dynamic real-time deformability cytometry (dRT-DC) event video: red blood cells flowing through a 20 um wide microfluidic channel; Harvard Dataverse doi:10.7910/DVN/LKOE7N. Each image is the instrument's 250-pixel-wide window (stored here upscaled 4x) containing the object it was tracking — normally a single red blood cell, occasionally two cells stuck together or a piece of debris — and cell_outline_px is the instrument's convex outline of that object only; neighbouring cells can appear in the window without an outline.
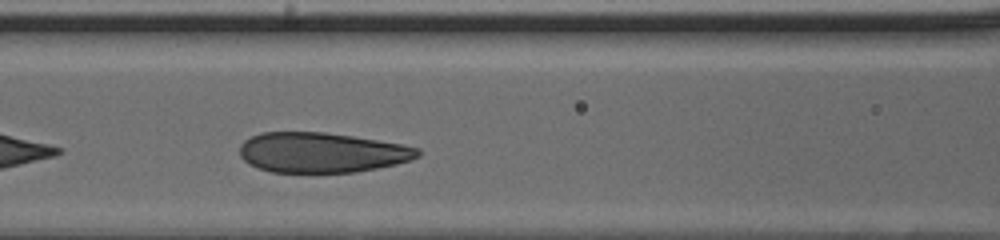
{"species": "human", "species_latin": "Homo sapiens", "temperature_condition": "cold", "stored_images_in_passage": 28, "camera_frame_rate_fps": 3000, "um_per_image_px": 0.085, "donor": {"sex": "male"}, "frame": {"image": 1, "passage_image": 7, "time_ms": 2.0, "image_size_px": [1000, 240], "cell_outline_px": [[420, 156], [396, 164], [356, 172], [272, 172], [256, 168], [248, 164], [240, 156], [240, 144], [244, 140], [260, 132], [324, 132], [352, 136], [404, 144], [420, 148]], "centroid_in_image_um": [27.33, 12.96], "position_along_channel_um": 139.3, "area_um2": 41.73}}
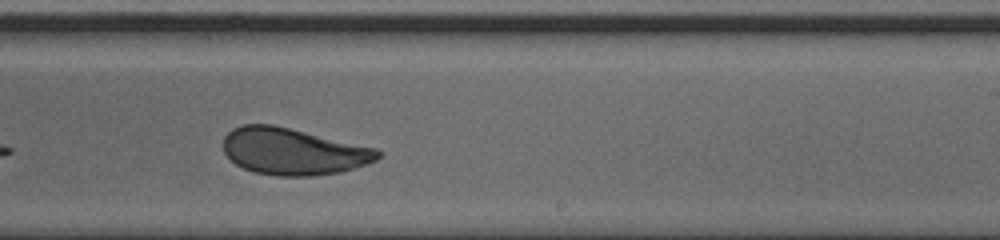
{"frame": {"image": 2, "passage_image": 17, "time_ms": 5.333, "image_size_px": [1000, 240], "cell_outline_px": [[380, 156], [376, 160], [340, 172], [312, 176], [276, 176], [256, 172], [244, 168], [236, 164], [224, 152], [224, 136], [232, 128], [244, 124], [272, 124], [376, 148], [380, 152]], "centroid_in_image_um": [24.89, 12.87], "position_along_channel_um": 264.1, "area_um2": 41.73}}
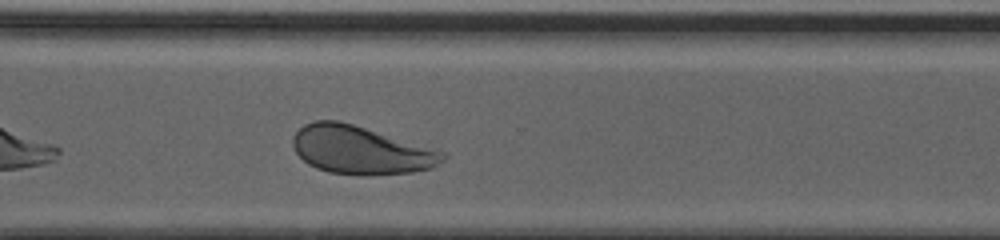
{"frame": {"image": 3, "passage_image": 23, "time_ms": 7.333, "image_size_px": [1000, 240], "cell_outline_px": [[448, 156], [440, 164], [432, 168], [412, 172], [328, 172], [316, 168], [308, 164], [296, 152], [292, 144], [292, 136], [304, 124], [316, 120], [336, 120], [352, 124], [440, 148], [448, 152]], "centroid_in_image_um": [30.73, 12.7], "position_along_channel_um": 339.9, "area_um2": 41.67}}